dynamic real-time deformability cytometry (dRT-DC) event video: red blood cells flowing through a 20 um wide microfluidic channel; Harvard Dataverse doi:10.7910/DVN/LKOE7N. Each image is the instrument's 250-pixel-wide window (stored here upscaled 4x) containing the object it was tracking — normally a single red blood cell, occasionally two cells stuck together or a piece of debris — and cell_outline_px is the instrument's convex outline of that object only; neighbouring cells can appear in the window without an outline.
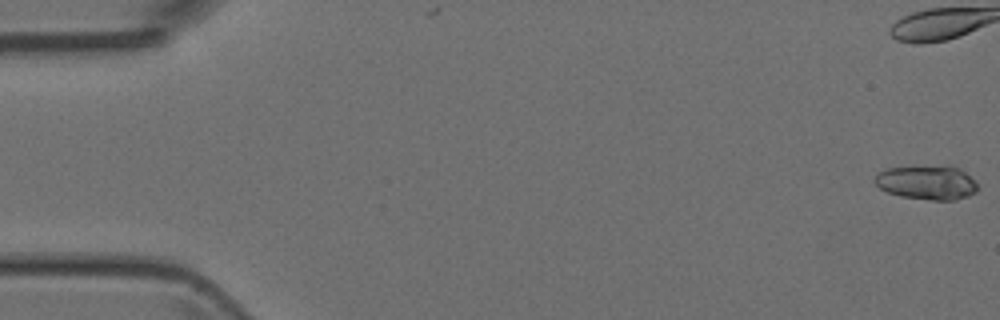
{"species": "Egyptian fruit bat (a non-hibernating species)", "species_latin": "Rousettus aegyptiacus", "temperature_condition": "room temperature", "stored_images_in_passage": 47, "camera_frame_rate_fps": 3000, "um_per_image_px": 0.085, "animal": {"sex": "female"}, "frame": {"image": 1, "passage_image": 1, "time_ms": 0.0, "image_size_px": [1000, 320], "cell_outline_px": [[976, 192], [968, 196], [956, 200], [932, 200], [900, 196], [888, 192], [880, 188], [872, 180], [884, 168], [948, 164], [952, 164], [960, 168], [976, 184]], "centroid_in_image_um": [78.77, 15.48], "position_along_channel_um": 6.2, "area_um2": 20.75}}